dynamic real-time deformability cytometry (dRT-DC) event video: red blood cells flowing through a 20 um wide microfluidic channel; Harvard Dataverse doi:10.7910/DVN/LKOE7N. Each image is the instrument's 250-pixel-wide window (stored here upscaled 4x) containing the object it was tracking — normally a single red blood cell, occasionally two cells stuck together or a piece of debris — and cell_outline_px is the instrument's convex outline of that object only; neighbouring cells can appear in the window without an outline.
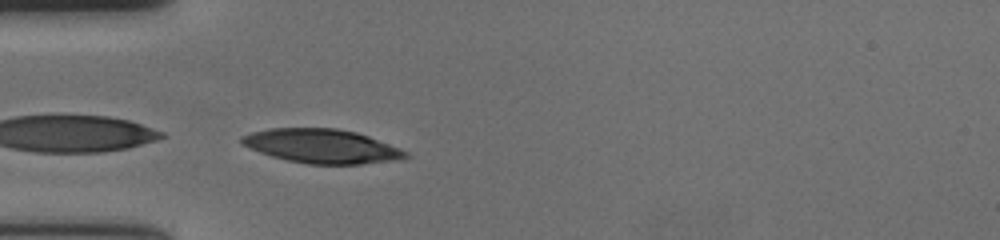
{"species": "human", "species_latin": "Homo sapiens", "temperature_condition": "cold", "stored_images_in_passage": 33, "camera_frame_rate_fps": 3000, "um_per_image_px": 0.085, "donor": {"sex": "female"}, "frame": {"image": 1, "passage_image": 1, "time_ms": 0.0, "image_size_px": [1000, 240], "cell_outline_px": [[412, 156], [404, 160], [360, 164], [308, 164], [288, 160], [272, 156], [248, 148], [240, 144], [240, 136], [252, 132], [268, 128], [336, 128], [356, 132], [368, 136], [400, 148], [408, 152]], "centroid_in_image_um": [27.38, 12.43], "position_along_channel_um": 57.6, "area_um2": 32.83}}
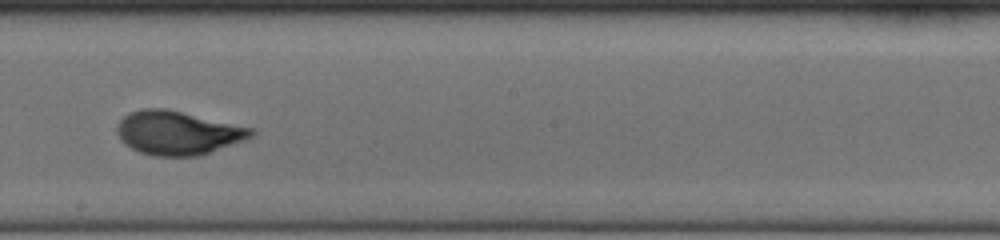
{"frame": {"image": 2, "passage_image": 16, "time_ms": 5.0, "image_size_px": [1000, 240], "cell_outline_px": [[256, 132], [252, 136], [244, 140], [196, 156], [152, 156], [140, 152], [124, 144], [120, 140], [116, 132], [116, 124], [128, 112], [140, 108], [164, 108], [256, 128]], "centroid_in_image_um": [15.08, 11.28], "position_along_channel_um": 233.1, "area_um2": 34.33}}
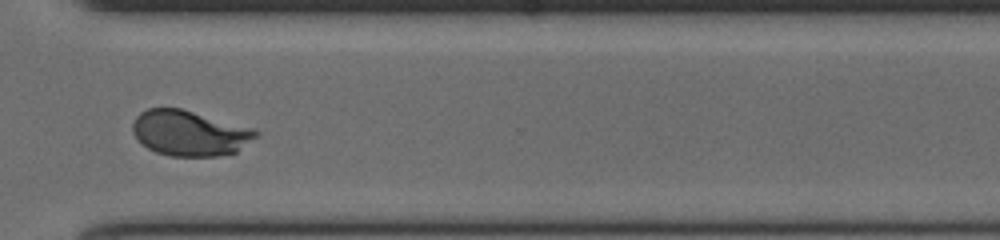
{"frame": {"image": 3, "passage_image": 26, "time_ms": 8.333, "image_size_px": [1000, 240], "cell_outline_px": [[260, 132], [256, 136], [236, 152], [220, 156], [168, 156], [156, 152], [140, 144], [136, 140], [132, 132], [132, 124], [136, 116], [140, 112], [148, 108], [180, 108], [256, 128]], "centroid_in_image_um": [16.1, 11.31], "position_along_channel_um": 354.5, "area_um2": 32.95}, "authors_computed_cell_mechanics": {"area_um2": 33.2928, "velocity_mm_per_s": 3.6248, "shape_relaxation_time_tau1_ms": 3.8674, "shape_relaxation_time_tau2_ms": null, "deformation_change_tau1": 0.1803, "deformation_change_tau2": null}}